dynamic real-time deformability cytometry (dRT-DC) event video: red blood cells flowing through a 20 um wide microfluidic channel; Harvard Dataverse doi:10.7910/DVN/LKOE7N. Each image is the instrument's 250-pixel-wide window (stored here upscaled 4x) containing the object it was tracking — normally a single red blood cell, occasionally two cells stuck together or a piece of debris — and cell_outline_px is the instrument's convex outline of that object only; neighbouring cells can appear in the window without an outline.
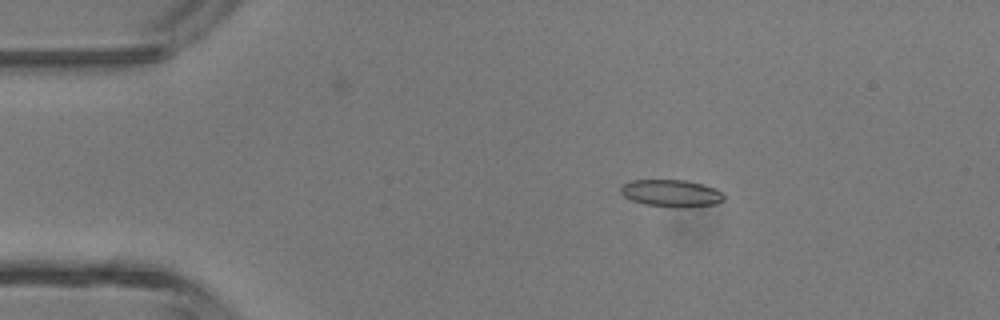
{"species": "common noctule bat (a hibernating species)", "species_latin": "Nyctalus noctula", "temperature_condition": "room temperature", "stored_images_in_passage": 16, "camera_frame_rate_fps": 3000, "um_per_image_px": 0.085, "animal": {"sex": "male", "body_mass_g": 13.3}, "frame": {"image": 1, "passage_image": 7, "time_ms": 2.0, "image_size_px": [1000, 320], "cell_outline_px": [[724, 200], [716, 204], [688, 208], [672, 208], [644, 204], [632, 200], [624, 196], [620, 192], [620, 184], [632, 180], [684, 180], [716, 188], [724, 196]], "centroid_in_image_um": [57.04, 16.44], "position_along_channel_um": 28.0, "area_um2": 16.59}}
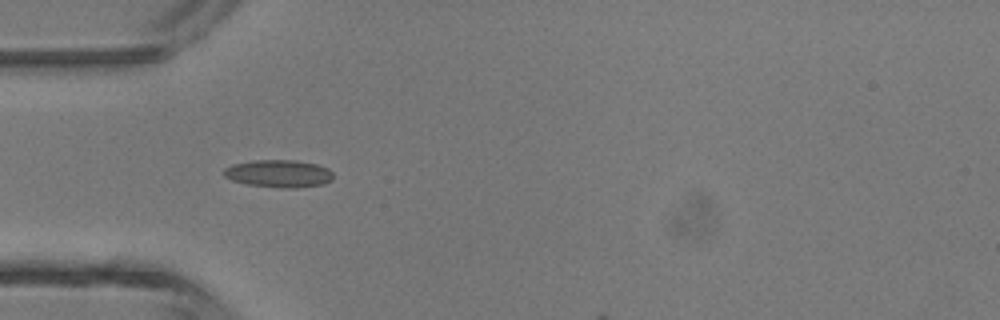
{"frame": {"image": 2, "passage_image": 13, "time_ms": 4.0, "image_size_px": [1000, 320], "cell_outline_px": [[332, 180], [324, 184], [296, 188], [280, 188], [244, 184], [232, 180], [224, 176], [224, 168], [232, 164], [252, 160], [296, 160], [316, 164], [328, 168], [332, 172]], "centroid_in_image_um": [23.68, 14.76], "position_along_channel_um": 61.3, "area_um2": 17.74}}